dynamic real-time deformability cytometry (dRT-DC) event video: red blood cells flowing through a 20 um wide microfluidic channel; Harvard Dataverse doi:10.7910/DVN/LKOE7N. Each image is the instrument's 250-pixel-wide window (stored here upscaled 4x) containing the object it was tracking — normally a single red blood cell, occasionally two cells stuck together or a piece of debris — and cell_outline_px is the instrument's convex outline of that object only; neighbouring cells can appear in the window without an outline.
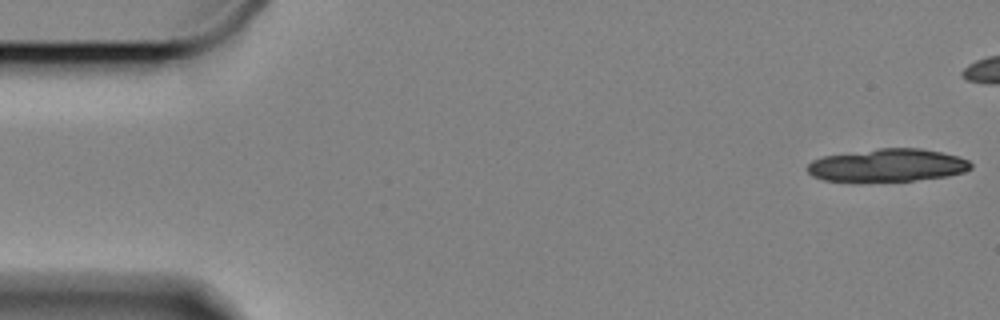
{"species": "Egyptian fruit bat (a non-hibernating species)", "species_latin": "Rousettus aegyptiacus", "temperature_condition": "cold", "stored_images_in_passage": 18, "camera_frame_rate_fps": 3000, "um_per_image_px": 0.085, "animal": {"sex": "female"}, "frame": {"image": 1, "passage_image": 1, "time_ms": 0.0, "image_size_px": [1000, 320], "cell_outline_px": [[972, 168], [964, 172], [948, 176], [912, 180], [824, 180], [812, 176], [808, 172], [808, 164], [812, 160], [824, 156], [880, 148], [920, 148], [940, 152], [956, 156], [968, 160], [972, 164]], "centroid_in_image_um": [75.47, 14.03], "position_along_channel_um": 9.5, "area_um2": 30.63}}